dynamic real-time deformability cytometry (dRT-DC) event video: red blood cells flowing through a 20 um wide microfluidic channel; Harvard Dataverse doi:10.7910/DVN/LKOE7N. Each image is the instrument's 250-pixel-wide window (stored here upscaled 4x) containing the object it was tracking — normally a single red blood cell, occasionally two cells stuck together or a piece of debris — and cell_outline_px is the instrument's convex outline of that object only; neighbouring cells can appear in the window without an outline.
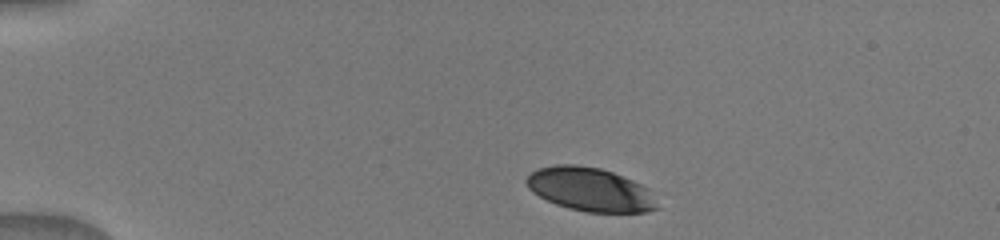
{"species": "human", "species_latin": "Homo sapiens", "temperature_condition": "warm", "stored_images_in_passage": 45, "camera_frame_rate_fps": 3000, "um_per_image_px": 0.085, "donor": {"sex": "male"}, "frame": {"image": 1, "passage_image": 1, "time_ms": 0.0, "image_size_px": [1000, 240], "cell_outline_px": [[660, 208], [644, 212], [584, 212], [568, 208], [556, 204], [532, 192], [528, 188], [524, 180], [532, 172], [540, 168], [556, 164], [576, 164], [600, 168], [612, 172], [632, 180], [648, 188]], "centroid_in_image_um": [50.16, 16.1], "position_along_channel_um": 34.8, "area_um2": 33.18}}
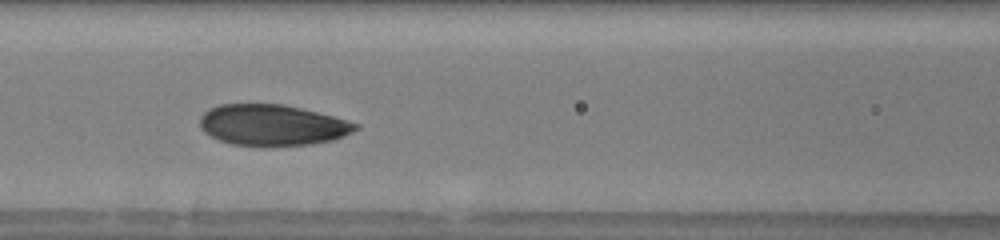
{"frame": {"image": 2, "passage_image": 10, "time_ms": 4.333, "image_size_px": [1000, 240], "cell_outline_px": [[360, 128], [344, 136], [332, 140], [312, 144], [260, 148], [232, 144], [220, 140], [204, 132], [200, 128], [200, 116], [208, 108], [220, 104], [284, 104], [332, 116], [360, 124]], "centroid_in_image_um": [23.13, 10.65], "position_along_channel_um": 143.5, "area_um2": 37.74}}
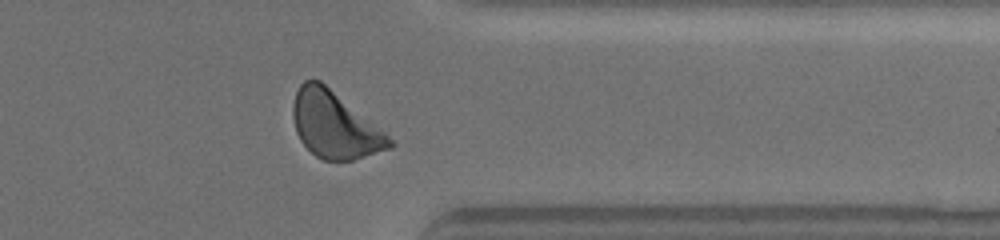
{"frame": {"image": 3, "passage_image": 34, "time_ms": 10.333, "image_size_px": [1000, 240], "cell_outline_px": [[396, 144], [392, 148], [352, 160], [324, 160], [316, 156], [300, 140], [296, 132], [292, 116], [292, 108], [296, 92], [300, 84], [304, 80], [320, 80], [384, 132]], "centroid_in_image_um": [28.42, 10.63], "position_along_channel_um": 383.0, "area_um2": 36.82}}